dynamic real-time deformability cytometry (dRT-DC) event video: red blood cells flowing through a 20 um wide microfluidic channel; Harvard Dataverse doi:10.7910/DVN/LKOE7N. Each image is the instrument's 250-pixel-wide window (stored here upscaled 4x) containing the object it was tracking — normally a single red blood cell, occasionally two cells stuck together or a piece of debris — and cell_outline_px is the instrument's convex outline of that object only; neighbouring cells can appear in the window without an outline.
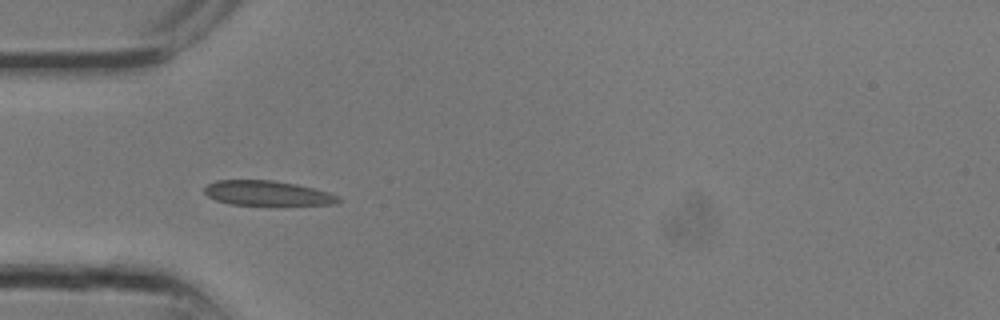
{"species": "common noctule bat (a hibernating species)", "species_latin": "Nyctalus noctula", "temperature_condition": "room temperature", "stored_images_in_passage": 5, "camera_frame_rate_fps": 3000, "um_per_image_px": 0.085, "animal": {"sex": "male", "body_mass_g": 13.3}, "frame": {"image": 1, "passage_image": 2, "time_ms": 0.333, "image_size_px": [1000, 320], "cell_outline_px": [[340, 200], [336, 204], [228, 204], [216, 200], [208, 196], [204, 192], [204, 188], [208, 184], [216, 180], [272, 180], [296, 184], [328, 192], [340, 196]], "centroid_in_image_um": [22.69, 16.41], "position_along_channel_um": 62.3, "area_um2": 19.02}}
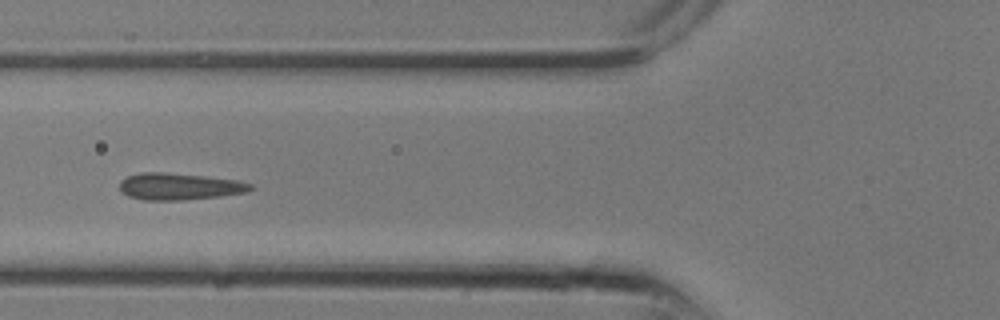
{"frame": {"image": 2, "passage_image": 4, "time_ms": 1.0, "image_size_px": [1000, 320], "cell_outline_px": [[252, 188], [248, 192], [220, 196], [184, 200], [144, 200], [128, 196], [120, 192], [120, 180], [128, 176], [140, 172], [164, 172], [204, 176], [236, 180], [252, 184]], "centroid_in_image_um": [15.21, 15.85], "position_along_channel_um": 110.6, "area_um2": 20.46}}